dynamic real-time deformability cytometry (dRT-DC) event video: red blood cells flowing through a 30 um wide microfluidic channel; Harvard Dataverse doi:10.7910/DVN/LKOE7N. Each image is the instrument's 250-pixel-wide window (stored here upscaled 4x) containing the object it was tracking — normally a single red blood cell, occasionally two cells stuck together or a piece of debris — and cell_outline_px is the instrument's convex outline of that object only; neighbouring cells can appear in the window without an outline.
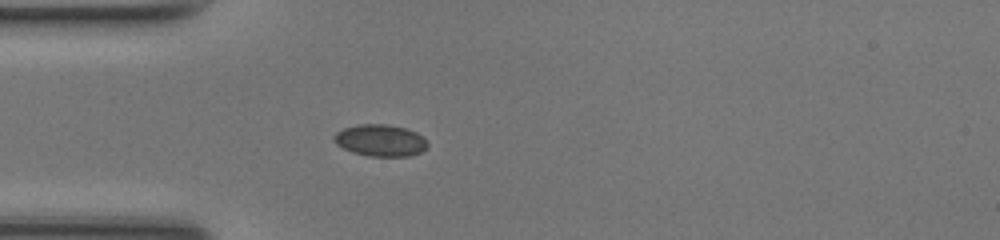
{"species": "common noctule bat (a hibernating species)", "species_latin": "Nyctalus noctula", "temperature_condition": "room temperature", "stored_images_in_passage": 36, "camera_frame_rate_fps": 3000, "um_per_image_px": 0.085, "animal": {"sex": "female", "body_mass_g": 17.0, "forearm_length_mm": 48.0}, "frame": {"image": 1, "passage_image": 1, "time_ms": 0.0, "image_size_px": [1000, 240], "cell_outline_px": [[424, 148], [416, 152], [392, 156], [384, 156], [360, 152], [348, 148], [340, 144], [336, 140], [336, 136], [340, 132], [348, 128], [400, 128], [424, 140]], "centroid_in_image_um": [32.34, 11.99], "position_along_channel_um": 52.7, "area_um2": 13.93}}
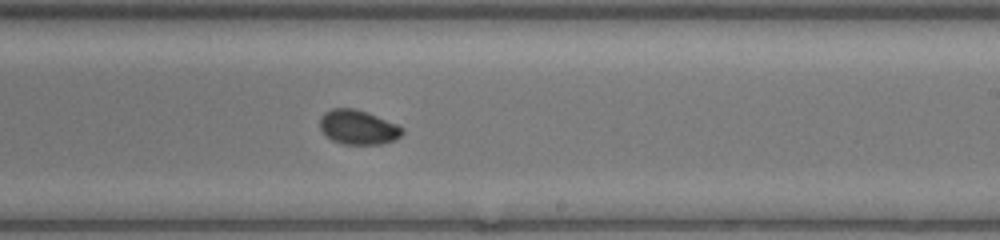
{"frame": {"image": 2, "passage_image": 16, "time_ms": 5.0, "image_size_px": [1000, 240], "cell_outline_px": [[400, 132], [396, 136], [384, 140], [340, 140], [332, 136], [324, 128], [324, 116], [332, 112], [360, 112], [372, 116], [400, 128]], "centroid_in_image_um": [30.47, 10.78], "position_along_channel_um": 258.5, "area_um2": 12.14}}
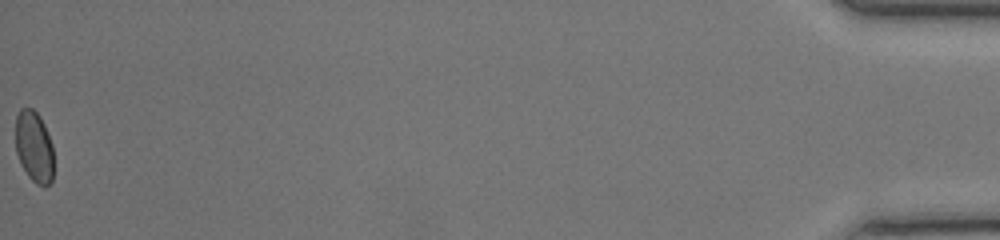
{"frame": {"image": 3, "passage_image": 36, "time_ms": 11.667, "image_size_px": [1000, 240], "cell_outline_px": [[52, 176], [48, 184], [44, 184], [36, 180], [28, 172], [20, 160], [16, 148], [16, 120], [20, 112], [36, 112], [48, 136], [52, 148]], "centroid_in_image_um": [2.9, 12.48], "position_along_channel_um": 432.3, "area_um2": 14.1}, "authors_computed_cell_mechanics": {"area_um2": 13.4674, "velocity_mm_per_s": 4.2607, "shape_relaxation_time_tau1_ms": null, "shape_relaxation_time_tau2_ms": 1.6035, "deformation_change_tau1": null, "deformation_change_tau2": 0.0487}}